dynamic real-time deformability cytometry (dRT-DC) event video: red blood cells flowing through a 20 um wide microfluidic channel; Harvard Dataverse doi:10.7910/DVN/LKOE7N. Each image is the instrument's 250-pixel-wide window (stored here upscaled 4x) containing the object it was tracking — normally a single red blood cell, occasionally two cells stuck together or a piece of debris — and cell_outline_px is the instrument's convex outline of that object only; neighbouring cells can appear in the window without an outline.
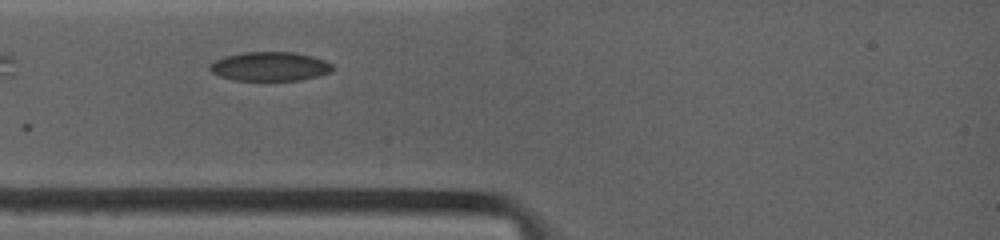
{"species": "common noctule bat (a hibernating species)", "species_latin": "Nyctalus noctula", "temperature_condition": "warm", "stored_images_in_passage": 28, "camera_frame_rate_fps": 4500, "um_per_image_px": 0.085, "animal": {"sex": "female", "body_mass_g": 19.0, "forearm_length_mm": 53.3}, "frame": {"image": 1, "passage_image": 1, "time_ms": 0.0, "image_size_px": [1000, 240], "cell_outline_px": [[336, 68], [332, 72], [300, 80], [232, 80], [220, 76], [212, 72], [208, 68], [208, 64], [224, 56], [244, 52], [296, 52], [312, 56], [324, 60], [332, 64]], "centroid_in_image_um": [22.95, 5.64], "position_along_channel_um": 62.1, "area_um2": 20.92}}